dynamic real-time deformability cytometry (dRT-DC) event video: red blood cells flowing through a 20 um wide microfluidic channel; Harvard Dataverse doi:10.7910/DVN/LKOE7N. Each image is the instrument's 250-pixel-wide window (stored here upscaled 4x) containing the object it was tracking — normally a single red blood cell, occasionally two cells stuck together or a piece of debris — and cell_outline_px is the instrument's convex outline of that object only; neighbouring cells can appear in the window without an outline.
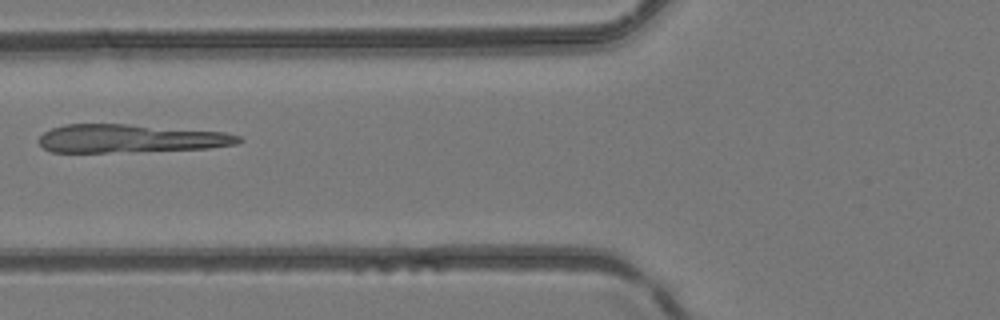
{"species": "common noctule bat (a hibernating species)", "species_latin": "Nyctalus noctula", "temperature_condition": "room temperature", "stored_images_in_passage": 49, "camera_frame_rate_fps": 3000, "um_per_image_px": 0.085, "animal": {"sex": "female", "body_mass_g": 24.6, "forearm_length_mm": 56.2}, "frame": {"image": 1, "passage_image": 20, "time_ms": 6.333, "image_size_px": [1000, 320], "cell_outline_px": [[244, 140], [236, 144], [208, 148], [108, 152], [52, 152], [44, 148], [36, 140], [44, 132], [52, 128], [64, 124], [128, 124], [224, 132], [240, 136]], "centroid_in_image_um": [11.05, 11.76], "position_along_channel_um": 114.8, "area_um2": 32.71}}
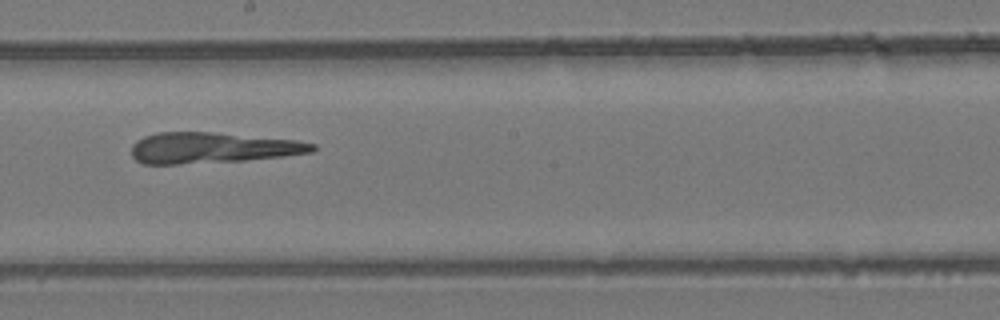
{"frame": {"image": 2, "passage_image": 28, "time_ms": 9.0, "image_size_px": [1000, 320], "cell_outline_px": [[316, 148], [312, 152], [280, 156], [244, 160], [180, 164], [144, 164], [136, 160], [132, 156], [132, 144], [136, 140], [144, 136], [160, 132], [212, 132], [296, 140], [316, 144]], "centroid_in_image_um": [18.0, 12.56], "position_along_channel_um": 230.2, "area_um2": 32.31}}
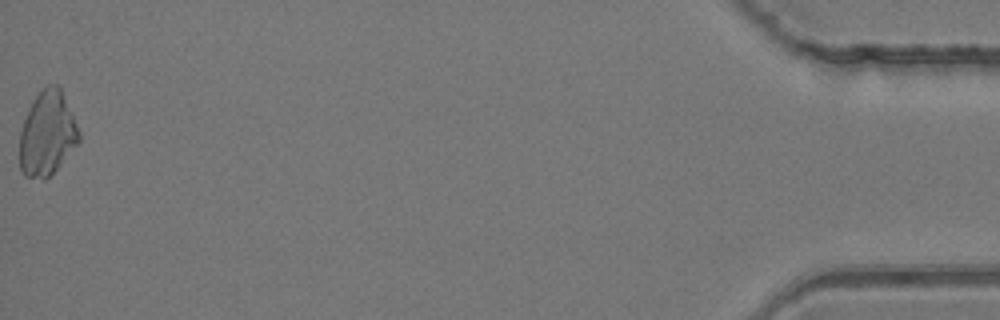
{"frame": {"image": 3, "passage_image": 49, "time_ms": 16.0, "image_size_px": [1000, 320], "cell_outline_px": [[80, 140], [60, 164], [44, 180], [24, 176], [20, 168], [20, 132], [24, 120], [36, 96], [48, 84], [60, 84], [72, 112], [80, 132]], "centroid_in_image_um": [4.03, 11.34], "position_along_channel_um": 431.2, "area_um2": 28.9}}